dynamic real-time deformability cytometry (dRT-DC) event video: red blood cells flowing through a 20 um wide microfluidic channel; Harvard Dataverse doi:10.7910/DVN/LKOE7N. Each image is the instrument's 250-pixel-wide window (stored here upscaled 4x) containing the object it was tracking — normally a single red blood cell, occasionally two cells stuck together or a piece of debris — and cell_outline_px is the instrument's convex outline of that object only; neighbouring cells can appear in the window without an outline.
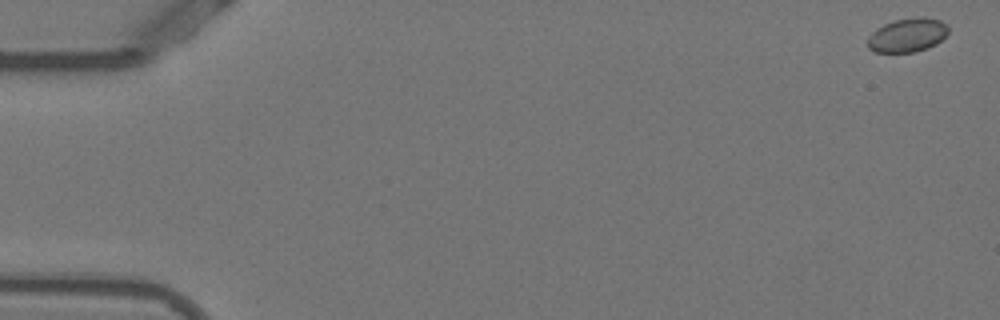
{"species": "Egyptian fruit bat (a non-hibernating species)", "species_latin": "Rousettus aegyptiacus", "temperature_condition": "warm", "stored_images_in_passage": 13, "camera_frame_rate_fps": 3000, "um_per_image_px": 0.085, "animal": {"sex": "female"}, "frame": {"image": 1, "passage_image": 1, "time_ms": 0.0, "image_size_px": [1000, 320], "cell_outline_px": [[948, 32], [936, 44], [928, 48], [916, 52], [876, 52], [868, 48], [868, 36], [876, 28], [892, 20], [916, 16], [924, 16], [940, 20], [948, 28]], "centroid_in_image_um": [77.11, 2.97], "position_along_channel_um": 7.9, "area_um2": 16.07}}